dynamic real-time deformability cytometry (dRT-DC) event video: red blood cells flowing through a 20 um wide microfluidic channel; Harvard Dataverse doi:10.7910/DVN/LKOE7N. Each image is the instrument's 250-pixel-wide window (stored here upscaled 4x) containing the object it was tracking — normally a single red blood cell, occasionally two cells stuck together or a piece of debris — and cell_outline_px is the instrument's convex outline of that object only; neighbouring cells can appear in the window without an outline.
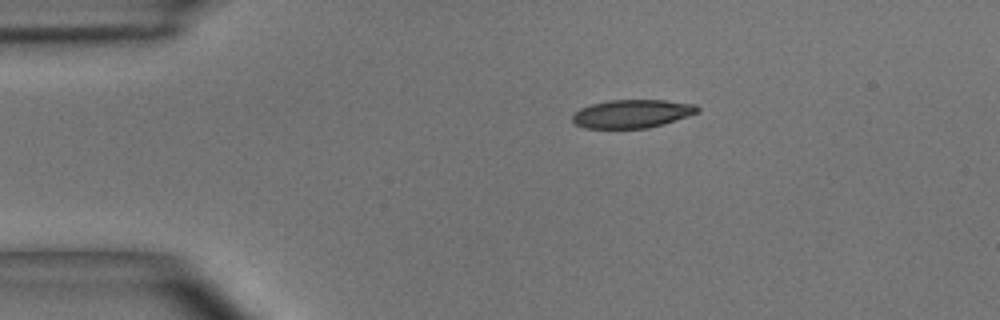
{"species": "common noctule bat (a hibernating species)", "species_latin": "Nyctalus noctula", "temperature_condition": "room temperature", "stored_images_in_passage": 3, "camera_frame_rate_fps": 3000, "um_per_image_px": 0.085, "animal": {"sex": "male", "body_mass_g": 15.6}, "frame": {"image": 1, "passage_image": 1, "time_ms": 0.0, "image_size_px": [1000, 320], "cell_outline_px": [[700, 112], [664, 124], [648, 128], [584, 128], [576, 124], [572, 120], [572, 116], [580, 108], [592, 104], [612, 100], [664, 100], [696, 104], [700, 108]], "centroid_in_image_um": [53.77, 9.67], "position_along_channel_um": 31.2, "area_um2": 20.63}}
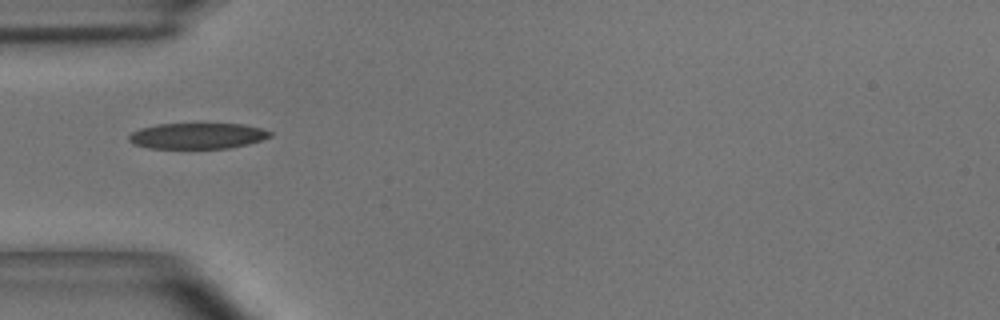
{"frame": {"image": 2, "passage_image": 3, "time_ms": 0.667, "image_size_px": [1000, 320], "cell_outline_px": [[272, 136], [248, 144], [228, 148], [148, 148], [132, 144], [128, 140], [128, 136], [132, 132], [140, 128], [156, 124], [244, 124], [260, 128], [272, 132]], "centroid_in_image_um": [16.75, 11.55], "position_along_channel_um": 68.3, "area_um2": 21.27}}